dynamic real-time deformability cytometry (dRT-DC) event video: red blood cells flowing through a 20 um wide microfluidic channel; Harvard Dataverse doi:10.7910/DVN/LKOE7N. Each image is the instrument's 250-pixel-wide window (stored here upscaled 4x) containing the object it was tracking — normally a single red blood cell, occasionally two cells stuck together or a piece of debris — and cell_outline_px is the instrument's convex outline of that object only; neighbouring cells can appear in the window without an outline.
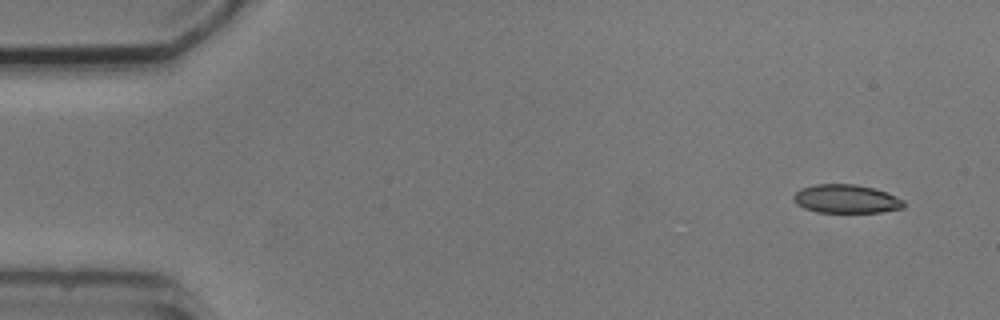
{"species": "common noctule bat (a hibernating species)", "species_latin": "Nyctalus noctula", "temperature_condition": "cold", "stored_images_in_passage": 6, "camera_frame_rate_fps": 3000, "um_per_image_px": 0.085, "animal": {"sex": "male", "body_mass_g": 20.5, "forearm_length_mm": 52.5}, "frame": {"image": 1, "passage_image": 1, "time_ms": 0.0, "image_size_px": [1000, 320], "cell_outline_px": [[904, 208], [880, 212], [816, 212], [804, 208], [796, 204], [792, 200], [792, 196], [800, 188], [816, 184], [856, 184], [872, 188], [884, 192], [904, 200]], "centroid_in_image_um": [71.87, 16.91], "position_along_channel_um": 13.1, "area_um2": 18.32}}
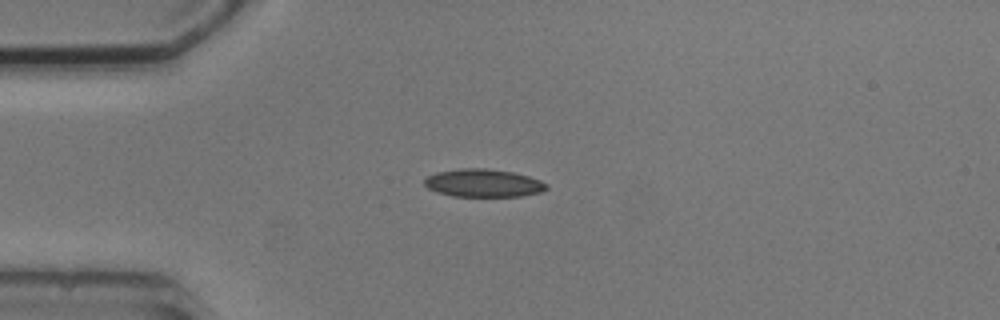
{"frame": {"image": 2, "passage_image": 4, "time_ms": 3.333, "image_size_px": [1000, 320], "cell_outline_px": [[548, 188], [540, 192], [520, 196], [452, 196], [436, 192], [428, 188], [424, 184], [424, 180], [428, 176], [436, 172], [460, 168], [484, 168], [512, 172], [528, 176], [540, 180], [548, 184]], "centroid_in_image_um": [41.07, 15.56], "position_along_channel_um": 43.9, "area_um2": 19.83}}
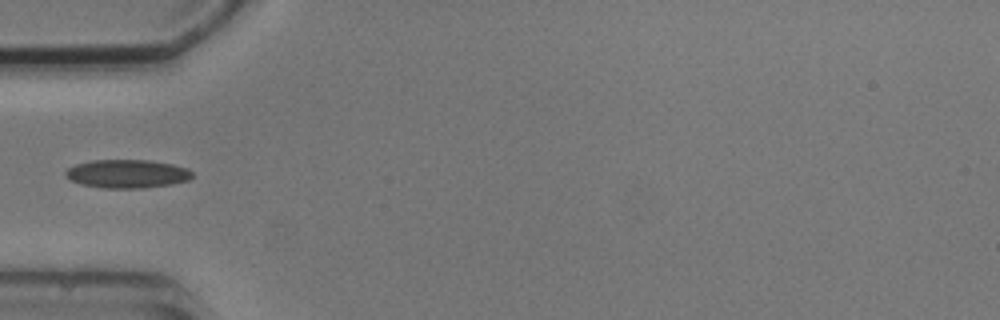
{"frame": {"image": 3, "passage_image": 5, "time_ms": 4.667, "image_size_px": [1000, 320], "cell_outline_px": [[192, 176], [188, 180], [172, 184], [140, 188], [104, 188], [84, 184], [72, 180], [64, 176], [64, 172], [68, 168], [76, 164], [92, 160], [148, 160], [172, 164], [188, 168], [192, 172]], "centroid_in_image_um": [10.81, 14.76], "position_along_channel_um": 74.2, "area_um2": 20.87}}